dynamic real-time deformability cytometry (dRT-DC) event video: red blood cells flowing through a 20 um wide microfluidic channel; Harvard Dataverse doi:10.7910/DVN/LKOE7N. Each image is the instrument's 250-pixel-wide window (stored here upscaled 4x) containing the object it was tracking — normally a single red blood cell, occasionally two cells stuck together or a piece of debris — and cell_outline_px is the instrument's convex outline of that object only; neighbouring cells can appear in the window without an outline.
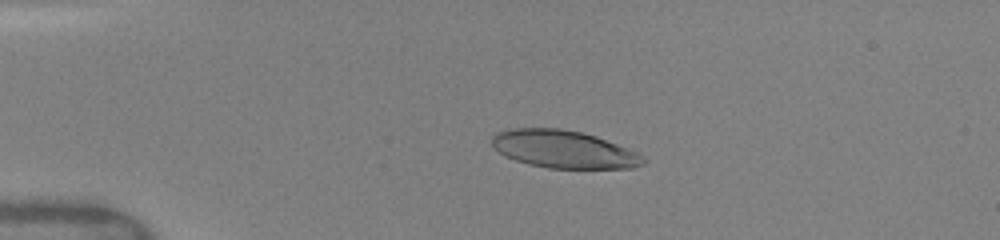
{"species": "human", "species_latin": "Homo sapiens", "temperature_condition": "warm", "stored_images_in_passage": 35, "camera_frame_rate_fps": 3000, "um_per_image_px": 0.085, "donor": {"sex": "female"}, "frame": {"image": 1, "passage_image": 5, "time_ms": 3.0, "image_size_px": [1000, 240], "cell_outline_px": [[648, 160], [644, 164], [632, 168], [548, 168], [528, 164], [504, 156], [492, 148], [492, 136], [496, 132], [512, 128], [560, 128], [584, 132], [596, 136], [636, 152], [644, 156]], "centroid_in_image_um": [47.89, 12.68], "position_along_channel_um": 37.1, "area_um2": 33.41}}
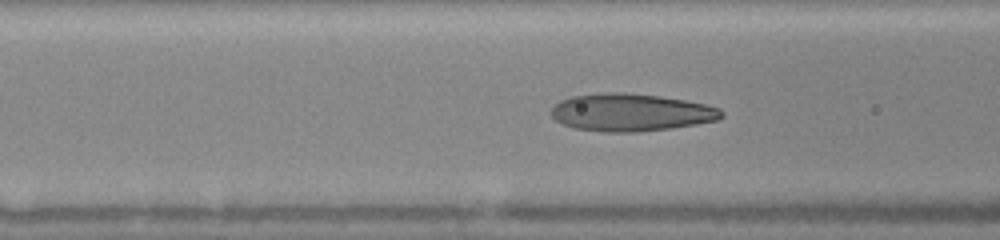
{"frame": {"image": 2, "passage_image": 12, "time_ms": 6.0, "image_size_px": [1000, 240], "cell_outline_px": [[724, 116], [716, 120], [696, 124], [672, 128], [636, 132], [600, 132], [576, 128], [564, 124], [556, 120], [552, 116], [552, 108], [560, 100], [572, 96], [608, 92], [616, 92], [660, 96], [684, 100], [704, 104], [720, 108], [724, 112]], "centroid_in_image_um": [53.64, 9.56], "position_along_channel_um": 113.0, "area_um2": 37.05}}
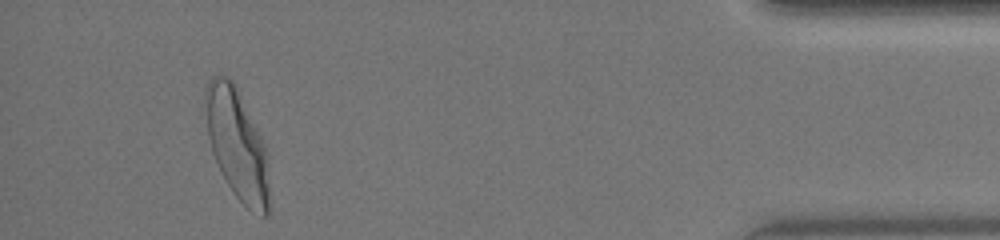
{"frame": {"image": 3, "passage_image": 33, "time_ms": 14.667, "image_size_px": [1000, 240], "cell_outline_px": [[268, 216], [264, 216], [248, 208], [232, 192], [220, 172], [212, 152], [208, 136], [204, 96], [204, 88], [208, 80], [212, 76], [224, 76], [232, 80], [236, 84], [264, 144], [268, 160]], "centroid_in_image_um": [20.12, 12.23], "position_along_channel_um": 415.1, "area_um2": 40.92}, "authors_computed_cell_mechanics": {"area_um2": 36.125, "velocity_mm_per_s": 4.1063, "shape_relaxation_time_tau1_ms": 3.2925, "shape_relaxation_time_tau2_ms": 0.6639, "deformation_change_tau1": 0.1849, "deformation_change_tau2": 0.0765}}